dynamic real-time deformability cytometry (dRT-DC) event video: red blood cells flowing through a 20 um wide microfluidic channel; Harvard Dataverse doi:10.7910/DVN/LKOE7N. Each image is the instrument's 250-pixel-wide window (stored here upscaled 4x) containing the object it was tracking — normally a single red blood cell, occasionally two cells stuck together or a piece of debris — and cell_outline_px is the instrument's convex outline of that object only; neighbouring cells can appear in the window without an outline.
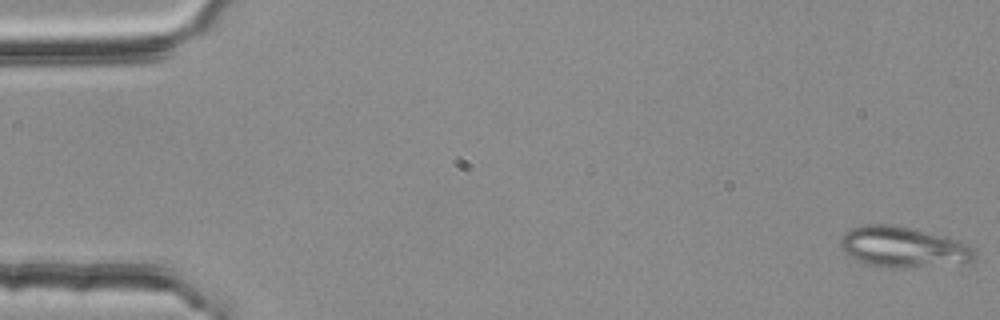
{"species": "common noctule bat (a hibernating species)", "species_latin": "Nyctalus noctula", "temperature_condition": "room temperature", "stored_images_in_passage": 53, "camera_frame_rate_fps": 3000, "um_per_image_px": 0.085, "animal": {"sex": "female", "body_mass_g": 25.1}, "frame": {"image": 1, "passage_image": 1, "time_ms": 0.0, "image_size_px": [1000, 320], "cell_outline_px": [[976, 256], [972, 260], [964, 264], [868, 264], [856, 260], [844, 252], [840, 248], [840, 236], [844, 232], [852, 228], [868, 224], [892, 224], [956, 240], [968, 244], [976, 252]], "centroid_in_image_um": [76.72, 20.94], "position_along_channel_um": 8.3, "area_um2": 30.23}}
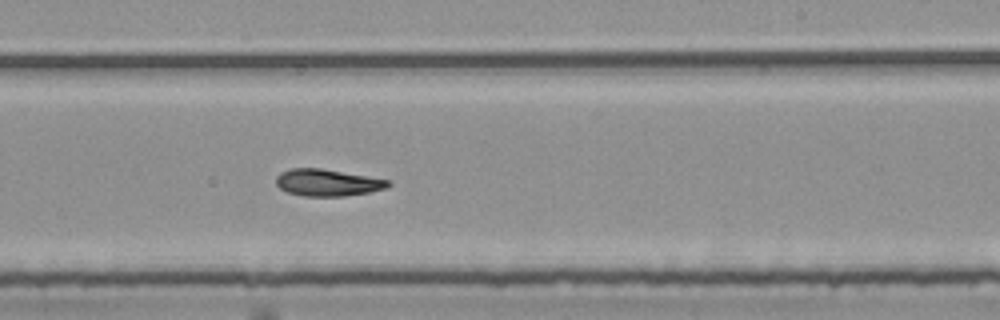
{"frame": {"image": 2, "passage_image": 33, "time_ms": 10.667, "image_size_px": [1000, 320], "cell_outline_px": [[392, 184], [388, 188], [368, 192], [344, 196], [304, 196], [288, 192], [280, 188], [276, 184], [276, 176], [280, 172], [288, 168], [320, 168], [388, 180]], "centroid_in_image_um": [27.8, 15.52], "position_along_channel_um": 261.2, "area_um2": 17.46}}
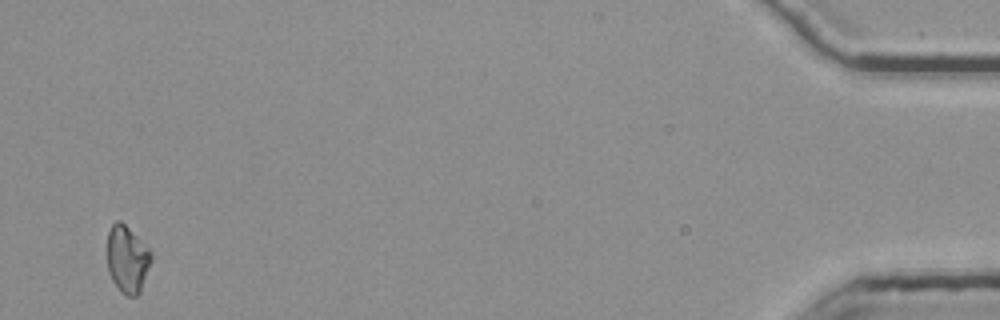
{"frame": {"image": 3, "passage_image": 53, "time_ms": 17.333, "image_size_px": [1000, 320], "cell_outline_px": [[152, 260], [140, 292], [136, 296], [128, 296], [120, 292], [112, 280], [108, 272], [108, 232], [112, 224], [116, 220], [120, 220], [152, 252]], "centroid_in_image_um": [10.82, 22.05], "position_along_channel_um": 424.4, "area_um2": 17.11}, "authors_computed_cell_mechanics": {"area_um2": 17.8024, "velocity_mm_per_s": 3.7825, "shape_relaxation_time_tau1_ms": null, "shape_relaxation_time_tau2_ms": 5.6605, "deformation_change_tau1": null, "deformation_change_tau2": 0.0992}}